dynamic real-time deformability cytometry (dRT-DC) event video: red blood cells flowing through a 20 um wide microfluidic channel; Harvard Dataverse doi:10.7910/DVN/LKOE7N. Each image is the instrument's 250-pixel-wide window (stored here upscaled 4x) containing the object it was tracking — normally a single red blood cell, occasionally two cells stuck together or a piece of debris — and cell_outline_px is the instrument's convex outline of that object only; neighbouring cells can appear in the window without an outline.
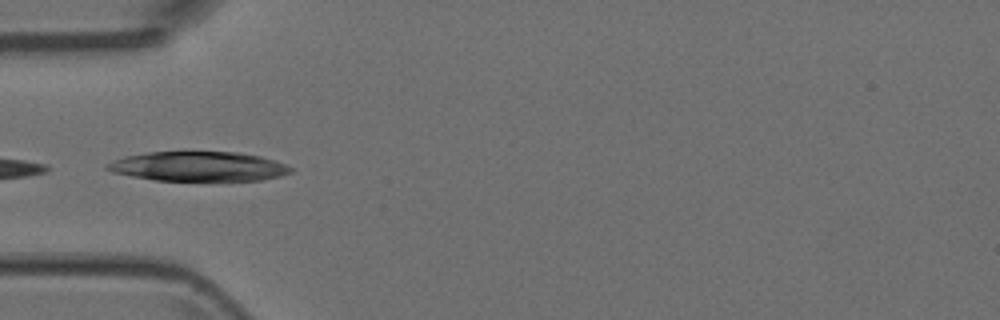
{"species": "Egyptian fruit bat (a non-hibernating species)", "species_latin": "Rousettus aegyptiacus", "temperature_condition": "room temperature", "stored_images_in_passage": 4, "camera_frame_rate_fps": 3000, "um_per_image_px": 0.085, "animal": {"sex": "female"}, "frame": {"image": 1, "passage_image": 4, "time_ms": 1.0, "image_size_px": [1000, 320], "cell_outline_px": [[292, 172], [280, 176], [260, 180], [156, 180], [132, 176], [112, 172], [104, 168], [104, 164], [112, 160], [124, 156], [148, 152], [236, 152], [260, 156], [276, 160], [292, 168]], "centroid_in_image_um": [16.83, 14.14], "position_along_channel_um": 68.2, "area_um2": 31.56}}